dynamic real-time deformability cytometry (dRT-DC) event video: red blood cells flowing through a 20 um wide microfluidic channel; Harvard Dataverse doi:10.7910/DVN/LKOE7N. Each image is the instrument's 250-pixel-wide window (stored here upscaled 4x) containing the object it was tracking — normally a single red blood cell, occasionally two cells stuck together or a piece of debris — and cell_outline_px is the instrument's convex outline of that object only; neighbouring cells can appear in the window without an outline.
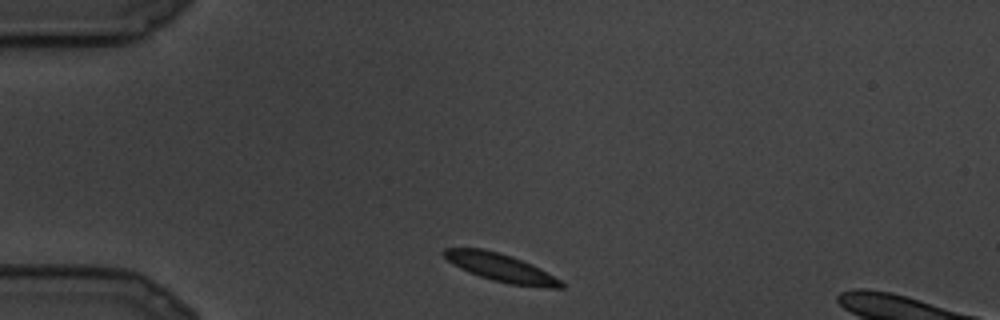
{"species": "common noctule bat (a hibernating species)", "species_latin": "Nyctalus noctula", "temperature_condition": "cold", "stored_images_in_passage": 6, "camera_frame_rate_fps": 3000, "um_per_image_px": 0.085, "animal": {"sex": "male", "body_mass_g": 19.5, "forearm_length_mm": 54.6}, "frame": {"image": 1, "passage_image": 1, "time_ms": 0.0, "image_size_px": [1000, 320], "cell_outline_px": [[564, 288], [548, 288], [508, 284], [492, 280], [468, 272], [460, 268], [448, 260], [444, 256], [444, 248], [484, 248], [500, 252], [512, 256], [532, 264], [540, 268], [560, 280], [564, 284]], "centroid_in_image_um": [42.59, 22.75], "position_along_channel_um": 42.4, "area_um2": 19.07}}
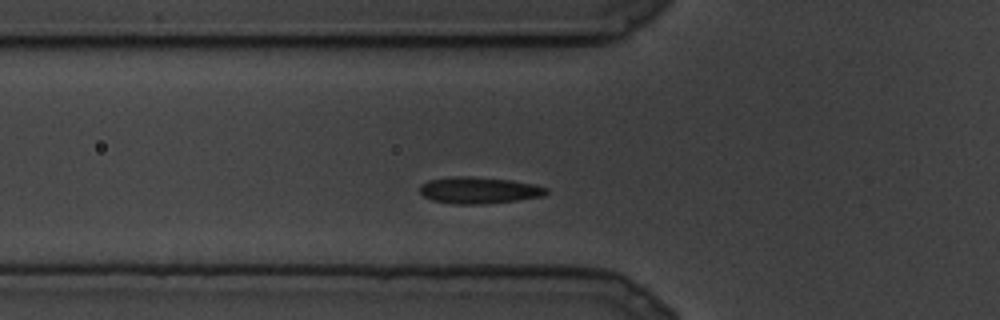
{"frame": {"image": 2, "passage_image": 4, "time_ms": 1.0, "image_size_px": [1000, 320], "cell_outline_px": [[548, 192], [544, 196], [516, 200], [480, 204], [452, 204], [432, 200], [424, 196], [420, 192], [420, 184], [428, 180], [456, 176], [468, 176], [512, 180], [532, 184], [548, 188]], "centroid_in_image_um": [40.69, 16.17], "position_along_channel_um": 85.1, "area_um2": 19.54}}
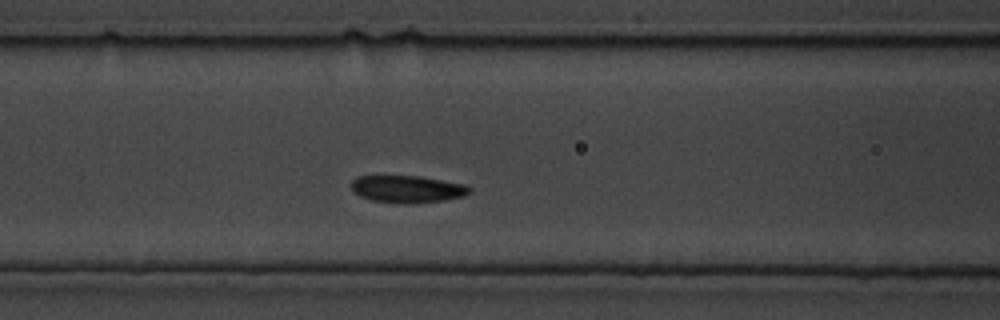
{"frame": {"image": 3, "passage_image": 6, "time_ms": 1.667, "image_size_px": [1000, 320], "cell_outline_px": [[472, 192], [464, 196], [444, 200], [408, 204], [400, 204], [372, 200], [360, 196], [352, 188], [352, 180], [356, 176], [420, 176], [464, 184], [472, 188]], "centroid_in_image_um": [34.65, 16.07], "position_along_channel_um": 131.9, "area_um2": 18.79}}